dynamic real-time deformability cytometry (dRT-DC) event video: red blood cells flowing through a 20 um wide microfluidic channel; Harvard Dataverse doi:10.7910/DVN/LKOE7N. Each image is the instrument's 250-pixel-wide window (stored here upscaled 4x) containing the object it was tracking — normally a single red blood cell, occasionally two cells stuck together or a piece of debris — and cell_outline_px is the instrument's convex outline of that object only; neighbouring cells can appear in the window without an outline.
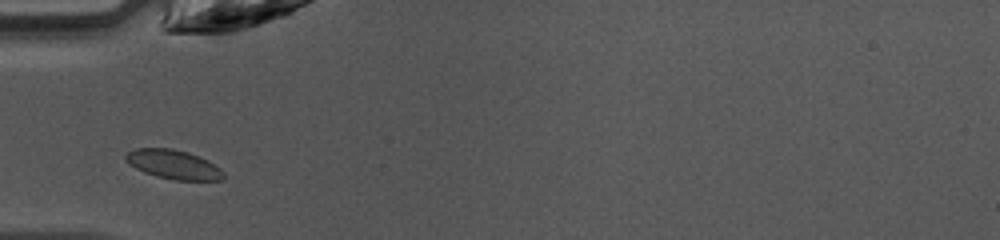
{"species": "common noctule bat (a hibernating species)", "species_latin": "Nyctalus noctula", "temperature_condition": "warm", "stored_images_in_passage": 33, "camera_frame_rate_fps": 3000, "um_per_image_px": 0.085, "animal": {"sex": "female", "body_mass_g": 10.0, "forearm_length_mm": 53.1}, "frame": {"image": 1, "passage_image": 1, "time_ms": 0.0, "image_size_px": [1000, 240], "cell_outline_px": [[224, 180], [176, 180], [156, 176], [144, 172], [128, 164], [124, 160], [124, 156], [128, 152], [136, 148], [172, 148], [188, 152], [208, 160], [220, 168], [224, 172]], "centroid_in_image_um": [14.74, 13.97], "position_along_channel_um": 70.3, "area_um2": 16.7}}
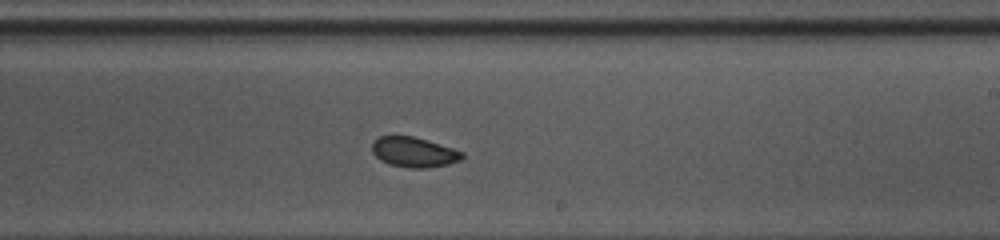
{"frame": {"image": 2, "passage_image": 14, "time_ms": 4.333, "image_size_px": [1000, 240], "cell_outline_px": [[464, 156], [460, 160], [448, 164], [424, 168], [408, 168], [388, 164], [380, 160], [372, 152], [372, 144], [380, 136], [412, 136], [428, 140], [464, 152]], "centroid_in_image_um": [35.18, 12.94], "position_along_channel_um": 253.8, "area_um2": 15.72}}
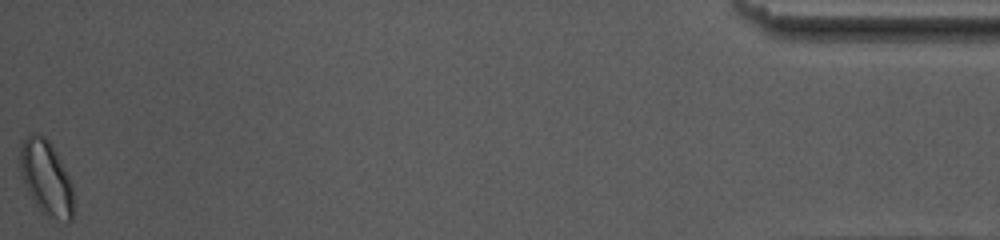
{"frame": {"image": 3, "passage_image": 33, "time_ms": 10.667, "image_size_px": [1000, 240], "cell_outline_px": [[72, 220], [68, 224], [48, 220], [40, 212], [32, 200], [20, 176], [20, 144], [24, 136], [32, 132], [40, 132], [52, 144], [72, 184]], "centroid_in_image_um": [3.9, 15.16], "position_along_channel_um": 431.3, "area_um2": 24.1}, "authors_computed_cell_mechanics": {"area_um2": 16.3574, "velocity_mm_per_s": 4.2187, "shape_relaxation_time_tau1_ms": 7.4761, "shape_relaxation_time_tau2_ms": 1.5811, "deformation_change_tau1": 0.0997, "deformation_change_tau2": 0.0464}}